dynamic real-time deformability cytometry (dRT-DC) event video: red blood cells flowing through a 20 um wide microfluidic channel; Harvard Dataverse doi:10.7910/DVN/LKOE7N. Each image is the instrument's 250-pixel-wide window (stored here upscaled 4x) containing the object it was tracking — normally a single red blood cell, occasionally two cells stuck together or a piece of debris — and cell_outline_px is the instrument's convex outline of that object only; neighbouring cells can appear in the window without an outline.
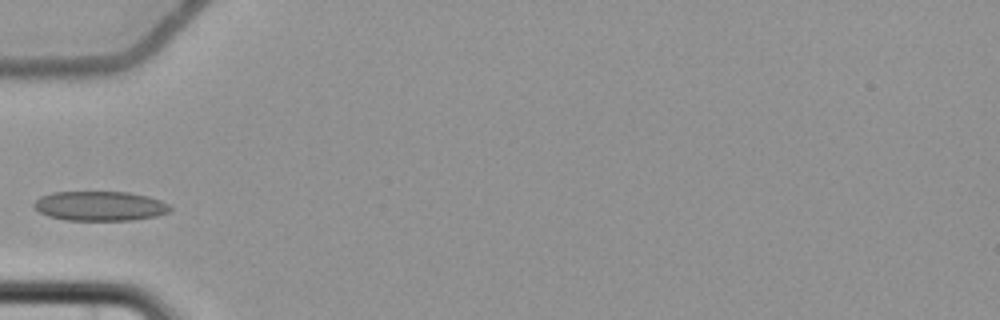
{"species": "common noctule bat (a hibernating species)", "species_latin": "Nyctalus noctula", "temperature_condition": "cold", "stored_images_in_passage": 6, "camera_frame_rate_fps": 3000, "um_per_image_px": 0.085, "animal": {"sex": "female", "body_mass_g": 22.7, "forearm_length_mm": 54.2}, "frame": {"image": 1, "passage_image": 6, "time_ms": 6.333, "image_size_px": [1000, 320], "cell_outline_px": [[172, 208], [168, 212], [156, 216], [132, 220], [64, 220], [48, 216], [40, 212], [32, 204], [40, 196], [52, 192], [128, 192], [148, 196], [160, 200], [168, 204]], "centroid_in_image_um": [8.49, 17.51], "position_along_channel_um": 76.5, "area_um2": 23.47}}